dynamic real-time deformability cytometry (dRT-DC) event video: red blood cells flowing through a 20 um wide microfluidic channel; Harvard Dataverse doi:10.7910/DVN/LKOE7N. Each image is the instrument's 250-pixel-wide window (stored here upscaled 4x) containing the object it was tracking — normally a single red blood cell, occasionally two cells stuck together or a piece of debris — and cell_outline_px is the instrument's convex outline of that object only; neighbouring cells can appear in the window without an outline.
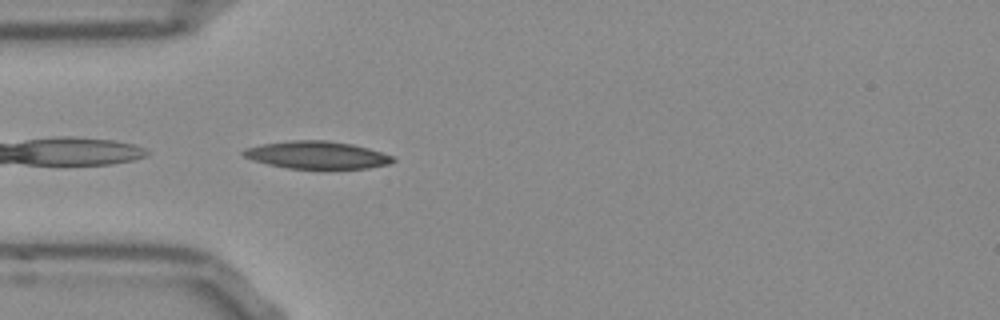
{"species": "Egyptian fruit bat (a non-hibernating species)", "species_latin": "Rousettus aegyptiacus", "temperature_condition": "room temperature", "stored_images_in_passage": 25, "camera_frame_rate_fps": 3000, "um_per_image_px": 0.085, "frame": {"image": 1, "passage_image": 1, "time_ms": 0.0, "image_size_px": [1000, 320], "cell_outline_px": [[396, 160], [388, 164], [368, 168], [288, 168], [268, 164], [244, 156], [240, 152], [244, 148], [260, 144], [292, 140], [328, 140], [352, 144], [368, 148], [392, 156]], "centroid_in_image_um": [26.92, 13.16], "position_along_channel_um": 58.1, "area_um2": 23.76}}
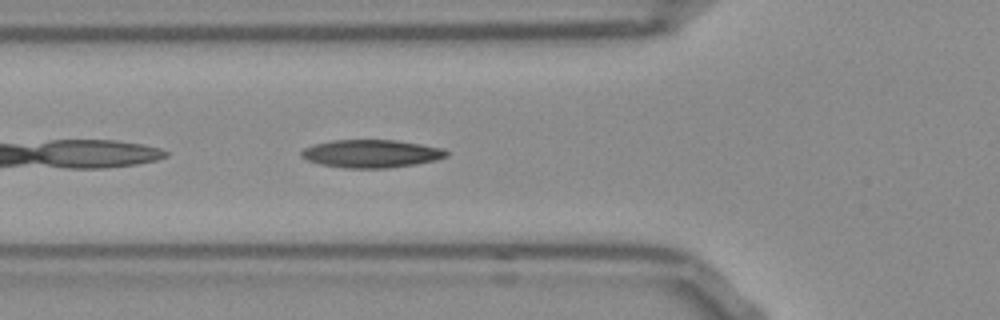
{"frame": {"image": 2, "passage_image": 4, "time_ms": 1.0, "image_size_px": [1000, 320], "cell_outline_px": [[448, 156], [436, 160], [416, 164], [388, 168], [344, 168], [320, 164], [308, 160], [300, 156], [300, 152], [304, 148], [312, 144], [332, 140], [396, 140], [444, 148], [448, 152]], "centroid_in_image_um": [31.55, 13.06], "position_along_channel_um": 94.2, "area_um2": 23.76}}
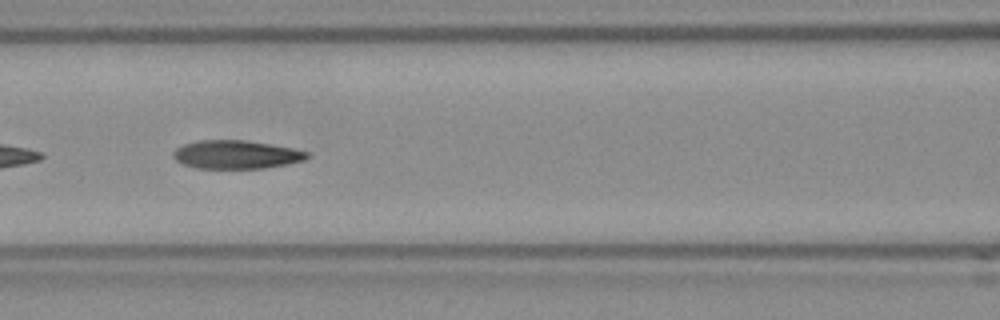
{"frame": {"image": 3, "passage_image": 8, "time_ms": 2.333, "image_size_px": [1000, 320], "cell_outline_px": [[308, 156], [304, 160], [264, 168], [196, 168], [184, 164], [176, 160], [172, 156], [172, 152], [176, 148], [184, 144], [196, 140], [244, 140], [292, 148], [308, 152]], "centroid_in_image_um": [20.01, 13.13], "position_along_channel_um": 146.6, "area_um2": 21.91}, "authors_computed_cell_mechanics": {"area_um2": 22.6576, "velocity_mm_per_s": 3.8577, "shape_relaxation_time_tau1_ms": 4.9503, "shape_relaxation_time_tau2_ms": null, "deformation_change_tau1": 0.1519, "deformation_change_tau2": null}}